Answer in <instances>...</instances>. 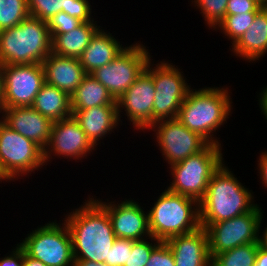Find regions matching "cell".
I'll return each mask as SVG.
<instances>
[{"label": "cell", "instance_id": "6da1fadb", "mask_svg": "<svg viewBox=\"0 0 267 266\" xmlns=\"http://www.w3.org/2000/svg\"><path fill=\"white\" fill-rule=\"evenodd\" d=\"M71 238L74 260H90L104 263L108 260L110 248L116 236L108 213L94 200L84 202L82 206L65 216Z\"/></svg>", "mask_w": 267, "mask_h": 266}, {"label": "cell", "instance_id": "7a4b0ae2", "mask_svg": "<svg viewBox=\"0 0 267 266\" xmlns=\"http://www.w3.org/2000/svg\"><path fill=\"white\" fill-rule=\"evenodd\" d=\"M224 164L211 176L205 196L199 202L200 227L232 219L257 206L251 190L244 187Z\"/></svg>", "mask_w": 267, "mask_h": 266}, {"label": "cell", "instance_id": "3957f363", "mask_svg": "<svg viewBox=\"0 0 267 266\" xmlns=\"http://www.w3.org/2000/svg\"><path fill=\"white\" fill-rule=\"evenodd\" d=\"M228 90V87L221 89L205 87L199 90L190 88L181 104L177 119L189 130L205 138L210 144L221 145L218 142L220 140L213 136L231 114L233 102ZM213 132L214 134H212Z\"/></svg>", "mask_w": 267, "mask_h": 266}, {"label": "cell", "instance_id": "277c9868", "mask_svg": "<svg viewBox=\"0 0 267 266\" xmlns=\"http://www.w3.org/2000/svg\"><path fill=\"white\" fill-rule=\"evenodd\" d=\"M52 52L47 22L29 16L17 26L0 31V64L42 63Z\"/></svg>", "mask_w": 267, "mask_h": 266}, {"label": "cell", "instance_id": "5b68a950", "mask_svg": "<svg viewBox=\"0 0 267 266\" xmlns=\"http://www.w3.org/2000/svg\"><path fill=\"white\" fill-rule=\"evenodd\" d=\"M148 210L151 237L160 241L191 233L200 227L199 203L165 189Z\"/></svg>", "mask_w": 267, "mask_h": 266}, {"label": "cell", "instance_id": "8992f818", "mask_svg": "<svg viewBox=\"0 0 267 266\" xmlns=\"http://www.w3.org/2000/svg\"><path fill=\"white\" fill-rule=\"evenodd\" d=\"M221 148V145L209 144L204 150L171 165L173 180L167 190L199 203L205 196L211 176L224 162Z\"/></svg>", "mask_w": 267, "mask_h": 266}, {"label": "cell", "instance_id": "52a82bcc", "mask_svg": "<svg viewBox=\"0 0 267 266\" xmlns=\"http://www.w3.org/2000/svg\"><path fill=\"white\" fill-rule=\"evenodd\" d=\"M18 244L28 256L42 261L46 266H74L72 238L65 222L58 224L56 220L49 221L32 230Z\"/></svg>", "mask_w": 267, "mask_h": 266}, {"label": "cell", "instance_id": "ba28073f", "mask_svg": "<svg viewBox=\"0 0 267 266\" xmlns=\"http://www.w3.org/2000/svg\"><path fill=\"white\" fill-rule=\"evenodd\" d=\"M44 165V150L0 120V167L5 176L16 180Z\"/></svg>", "mask_w": 267, "mask_h": 266}, {"label": "cell", "instance_id": "9c48e42d", "mask_svg": "<svg viewBox=\"0 0 267 266\" xmlns=\"http://www.w3.org/2000/svg\"><path fill=\"white\" fill-rule=\"evenodd\" d=\"M262 209L257 205L253 210L229 220L209 224L205 230L208 236L209 255L229 251L240 245L259 243Z\"/></svg>", "mask_w": 267, "mask_h": 266}, {"label": "cell", "instance_id": "30bf717a", "mask_svg": "<svg viewBox=\"0 0 267 266\" xmlns=\"http://www.w3.org/2000/svg\"><path fill=\"white\" fill-rule=\"evenodd\" d=\"M150 53L143 44L126 46L110 63L91 73L117 100L137 80L150 60Z\"/></svg>", "mask_w": 267, "mask_h": 266}, {"label": "cell", "instance_id": "8fae6325", "mask_svg": "<svg viewBox=\"0 0 267 266\" xmlns=\"http://www.w3.org/2000/svg\"><path fill=\"white\" fill-rule=\"evenodd\" d=\"M152 78L155 87L153 124L177 118L181 104L191 87L186 82L183 72L173 64L160 61L152 67Z\"/></svg>", "mask_w": 267, "mask_h": 266}, {"label": "cell", "instance_id": "7c38bea8", "mask_svg": "<svg viewBox=\"0 0 267 266\" xmlns=\"http://www.w3.org/2000/svg\"><path fill=\"white\" fill-rule=\"evenodd\" d=\"M44 83L42 63L2 65L3 108L32 106Z\"/></svg>", "mask_w": 267, "mask_h": 266}, {"label": "cell", "instance_id": "4fadbf2b", "mask_svg": "<svg viewBox=\"0 0 267 266\" xmlns=\"http://www.w3.org/2000/svg\"><path fill=\"white\" fill-rule=\"evenodd\" d=\"M148 130L155 132L159 149L170 166L204 150L210 144L177 118L157 121Z\"/></svg>", "mask_w": 267, "mask_h": 266}, {"label": "cell", "instance_id": "5bb4252c", "mask_svg": "<svg viewBox=\"0 0 267 266\" xmlns=\"http://www.w3.org/2000/svg\"><path fill=\"white\" fill-rule=\"evenodd\" d=\"M152 59L137 77V80L117 100L119 120L120 112L125 109V115L132 122L134 130H146L153 125V104L155 87L152 78ZM152 64V65H151Z\"/></svg>", "mask_w": 267, "mask_h": 266}, {"label": "cell", "instance_id": "9a60e30c", "mask_svg": "<svg viewBox=\"0 0 267 266\" xmlns=\"http://www.w3.org/2000/svg\"><path fill=\"white\" fill-rule=\"evenodd\" d=\"M96 147L87 138L79 122L70 116L52 124L50 140L44 149L45 164L52 156L64 157L73 160L86 158ZM54 154H52V153Z\"/></svg>", "mask_w": 267, "mask_h": 266}, {"label": "cell", "instance_id": "2e32d148", "mask_svg": "<svg viewBox=\"0 0 267 266\" xmlns=\"http://www.w3.org/2000/svg\"><path fill=\"white\" fill-rule=\"evenodd\" d=\"M94 200L108 213L116 237L134 241L144 240L148 237L147 239H151L152 243L160 241L151 237L148 212H145L140 204L132 198L131 200L124 199L119 204L113 201L103 202L96 198Z\"/></svg>", "mask_w": 267, "mask_h": 266}, {"label": "cell", "instance_id": "e0dca14e", "mask_svg": "<svg viewBox=\"0 0 267 266\" xmlns=\"http://www.w3.org/2000/svg\"><path fill=\"white\" fill-rule=\"evenodd\" d=\"M0 114L1 121L9 128L32 140L43 150L46 148L53 124L49 118L31 106L3 108Z\"/></svg>", "mask_w": 267, "mask_h": 266}, {"label": "cell", "instance_id": "ac0fdd59", "mask_svg": "<svg viewBox=\"0 0 267 266\" xmlns=\"http://www.w3.org/2000/svg\"><path fill=\"white\" fill-rule=\"evenodd\" d=\"M165 242L172 251L176 266H211L205 228L199 227L191 233L173 236Z\"/></svg>", "mask_w": 267, "mask_h": 266}, {"label": "cell", "instance_id": "d6986e66", "mask_svg": "<svg viewBox=\"0 0 267 266\" xmlns=\"http://www.w3.org/2000/svg\"><path fill=\"white\" fill-rule=\"evenodd\" d=\"M45 82L71 96L86 75L79 59L50 53L42 62Z\"/></svg>", "mask_w": 267, "mask_h": 266}, {"label": "cell", "instance_id": "ffe728a7", "mask_svg": "<svg viewBox=\"0 0 267 266\" xmlns=\"http://www.w3.org/2000/svg\"><path fill=\"white\" fill-rule=\"evenodd\" d=\"M87 138L96 147L100 139L111 134L119 125L117 105L96 106L84 110H72ZM113 129V130H112ZM98 142V143H97Z\"/></svg>", "mask_w": 267, "mask_h": 266}, {"label": "cell", "instance_id": "44dd1931", "mask_svg": "<svg viewBox=\"0 0 267 266\" xmlns=\"http://www.w3.org/2000/svg\"><path fill=\"white\" fill-rule=\"evenodd\" d=\"M231 47L236 57L246 58L248 62H256L267 53V6L256 13L250 27Z\"/></svg>", "mask_w": 267, "mask_h": 266}, {"label": "cell", "instance_id": "7402d4cb", "mask_svg": "<svg viewBox=\"0 0 267 266\" xmlns=\"http://www.w3.org/2000/svg\"><path fill=\"white\" fill-rule=\"evenodd\" d=\"M99 29L83 51L79 61L86 74L113 61L125 48L110 32Z\"/></svg>", "mask_w": 267, "mask_h": 266}, {"label": "cell", "instance_id": "603a6c76", "mask_svg": "<svg viewBox=\"0 0 267 266\" xmlns=\"http://www.w3.org/2000/svg\"><path fill=\"white\" fill-rule=\"evenodd\" d=\"M96 22H83L71 32L51 35L52 53L79 59L89 45L92 37L100 28Z\"/></svg>", "mask_w": 267, "mask_h": 266}, {"label": "cell", "instance_id": "cb8c5ba5", "mask_svg": "<svg viewBox=\"0 0 267 266\" xmlns=\"http://www.w3.org/2000/svg\"><path fill=\"white\" fill-rule=\"evenodd\" d=\"M31 107L52 122L72 116L70 96L46 82L41 86Z\"/></svg>", "mask_w": 267, "mask_h": 266}, {"label": "cell", "instance_id": "d4e9b609", "mask_svg": "<svg viewBox=\"0 0 267 266\" xmlns=\"http://www.w3.org/2000/svg\"><path fill=\"white\" fill-rule=\"evenodd\" d=\"M71 110H84L96 106L117 105L114 97L94 76L86 74L82 83L70 96Z\"/></svg>", "mask_w": 267, "mask_h": 266}, {"label": "cell", "instance_id": "484cf974", "mask_svg": "<svg viewBox=\"0 0 267 266\" xmlns=\"http://www.w3.org/2000/svg\"><path fill=\"white\" fill-rule=\"evenodd\" d=\"M259 243L240 245L211 258V266H254Z\"/></svg>", "mask_w": 267, "mask_h": 266}, {"label": "cell", "instance_id": "4316f807", "mask_svg": "<svg viewBox=\"0 0 267 266\" xmlns=\"http://www.w3.org/2000/svg\"><path fill=\"white\" fill-rule=\"evenodd\" d=\"M29 16L27 0H0V31L17 26Z\"/></svg>", "mask_w": 267, "mask_h": 266}, {"label": "cell", "instance_id": "83f0119b", "mask_svg": "<svg viewBox=\"0 0 267 266\" xmlns=\"http://www.w3.org/2000/svg\"><path fill=\"white\" fill-rule=\"evenodd\" d=\"M257 12H248L236 14V15H225L224 19L218 24L215 30L220 28L225 36L232 40L233 46L245 33V31L252 24L254 17Z\"/></svg>", "mask_w": 267, "mask_h": 266}, {"label": "cell", "instance_id": "f1b7e54d", "mask_svg": "<svg viewBox=\"0 0 267 266\" xmlns=\"http://www.w3.org/2000/svg\"><path fill=\"white\" fill-rule=\"evenodd\" d=\"M31 17L48 21L60 11L67 14L68 0H27Z\"/></svg>", "mask_w": 267, "mask_h": 266}, {"label": "cell", "instance_id": "f546056e", "mask_svg": "<svg viewBox=\"0 0 267 266\" xmlns=\"http://www.w3.org/2000/svg\"><path fill=\"white\" fill-rule=\"evenodd\" d=\"M193 2L210 28H216L226 15L228 0H192Z\"/></svg>", "mask_w": 267, "mask_h": 266}, {"label": "cell", "instance_id": "4dcf8cb0", "mask_svg": "<svg viewBox=\"0 0 267 266\" xmlns=\"http://www.w3.org/2000/svg\"><path fill=\"white\" fill-rule=\"evenodd\" d=\"M134 240L117 237L110 248L108 260L104 264L108 266H124L128 264L129 252L132 251Z\"/></svg>", "mask_w": 267, "mask_h": 266}, {"label": "cell", "instance_id": "1f68e13d", "mask_svg": "<svg viewBox=\"0 0 267 266\" xmlns=\"http://www.w3.org/2000/svg\"><path fill=\"white\" fill-rule=\"evenodd\" d=\"M46 22L51 35H60L69 31L71 32L83 23L80 19L70 16L63 11L52 16Z\"/></svg>", "mask_w": 267, "mask_h": 266}, {"label": "cell", "instance_id": "d6a6232c", "mask_svg": "<svg viewBox=\"0 0 267 266\" xmlns=\"http://www.w3.org/2000/svg\"><path fill=\"white\" fill-rule=\"evenodd\" d=\"M161 241H156L155 243L148 242L147 239L138 240L133 242L132 251L129 252L128 264L124 266H146L152 250Z\"/></svg>", "mask_w": 267, "mask_h": 266}, {"label": "cell", "instance_id": "836d02e7", "mask_svg": "<svg viewBox=\"0 0 267 266\" xmlns=\"http://www.w3.org/2000/svg\"><path fill=\"white\" fill-rule=\"evenodd\" d=\"M146 266H176L172 251L166 242L161 241L152 250Z\"/></svg>", "mask_w": 267, "mask_h": 266}, {"label": "cell", "instance_id": "e575fe53", "mask_svg": "<svg viewBox=\"0 0 267 266\" xmlns=\"http://www.w3.org/2000/svg\"><path fill=\"white\" fill-rule=\"evenodd\" d=\"M91 5L88 0H68L67 14L80 19L83 22H92Z\"/></svg>", "mask_w": 267, "mask_h": 266}, {"label": "cell", "instance_id": "d590c367", "mask_svg": "<svg viewBox=\"0 0 267 266\" xmlns=\"http://www.w3.org/2000/svg\"><path fill=\"white\" fill-rule=\"evenodd\" d=\"M262 7L256 0H228L226 15L258 12Z\"/></svg>", "mask_w": 267, "mask_h": 266}, {"label": "cell", "instance_id": "8d00e7d4", "mask_svg": "<svg viewBox=\"0 0 267 266\" xmlns=\"http://www.w3.org/2000/svg\"><path fill=\"white\" fill-rule=\"evenodd\" d=\"M9 256L0 258V266H23V248L17 244Z\"/></svg>", "mask_w": 267, "mask_h": 266}, {"label": "cell", "instance_id": "74e56055", "mask_svg": "<svg viewBox=\"0 0 267 266\" xmlns=\"http://www.w3.org/2000/svg\"><path fill=\"white\" fill-rule=\"evenodd\" d=\"M258 170L260 174L261 183L267 187V151L262 152L259 156Z\"/></svg>", "mask_w": 267, "mask_h": 266}, {"label": "cell", "instance_id": "f35d334b", "mask_svg": "<svg viewBox=\"0 0 267 266\" xmlns=\"http://www.w3.org/2000/svg\"><path fill=\"white\" fill-rule=\"evenodd\" d=\"M254 266H267V250L258 247Z\"/></svg>", "mask_w": 267, "mask_h": 266}, {"label": "cell", "instance_id": "ab89813d", "mask_svg": "<svg viewBox=\"0 0 267 266\" xmlns=\"http://www.w3.org/2000/svg\"><path fill=\"white\" fill-rule=\"evenodd\" d=\"M259 95H260L259 96L260 98H258L259 106L260 109L262 110L261 112L265 116V119H267V86L266 88L263 89V91L260 92Z\"/></svg>", "mask_w": 267, "mask_h": 266}, {"label": "cell", "instance_id": "60d3db41", "mask_svg": "<svg viewBox=\"0 0 267 266\" xmlns=\"http://www.w3.org/2000/svg\"><path fill=\"white\" fill-rule=\"evenodd\" d=\"M23 266H46L42 261L28 256L23 250Z\"/></svg>", "mask_w": 267, "mask_h": 266}, {"label": "cell", "instance_id": "b9f144b4", "mask_svg": "<svg viewBox=\"0 0 267 266\" xmlns=\"http://www.w3.org/2000/svg\"><path fill=\"white\" fill-rule=\"evenodd\" d=\"M74 266H108L104 263L94 262L90 260H74Z\"/></svg>", "mask_w": 267, "mask_h": 266}, {"label": "cell", "instance_id": "7bdbcfd3", "mask_svg": "<svg viewBox=\"0 0 267 266\" xmlns=\"http://www.w3.org/2000/svg\"><path fill=\"white\" fill-rule=\"evenodd\" d=\"M262 233V235H259V245L263 249L267 250V227Z\"/></svg>", "mask_w": 267, "mask_h": 266}, {"label": "cell", "instance_id": "ee69618b", "mask_svg": "<svg viewBox=\"0 0 267 266\" xmlns=\"http://www.w3.org/2000/svg\"><path fill=\"white\" fill-rule=\"evenodd\" d=\"M3 109L2 65L0 64V113Z\"/></svg>", "mask_w": 267, "mask_h": 266}, {"label": "cell", "instance_id": "f6af8a7d", "mask_svg": "<svg viewBox=\"0 0 267 266\" xmlns=\"http://www.w3.org/2000/svg\"><path fill=\"white\" fill-rule=\"evenodd\" d=\"M10 181L6 176H5V174L3 173V171H2V169H1V167H0V181L2 182V181Z\"/></svg>", "mask_w": 267, "mask_h": 266}, {"label": "cell", "instance_id": "bcb514c9", "mask_svg": "<svg viewBox=\"0 0 267 266\" xmlns=\"http://www.w3.org/2000/svg\"><path fill=\"white\" fill-rule=\"evenodd\" d=\"M262 6H267V0H256Z\"/></svg>", "mask_w": 267, "mask_h": 266}]
</instances>
